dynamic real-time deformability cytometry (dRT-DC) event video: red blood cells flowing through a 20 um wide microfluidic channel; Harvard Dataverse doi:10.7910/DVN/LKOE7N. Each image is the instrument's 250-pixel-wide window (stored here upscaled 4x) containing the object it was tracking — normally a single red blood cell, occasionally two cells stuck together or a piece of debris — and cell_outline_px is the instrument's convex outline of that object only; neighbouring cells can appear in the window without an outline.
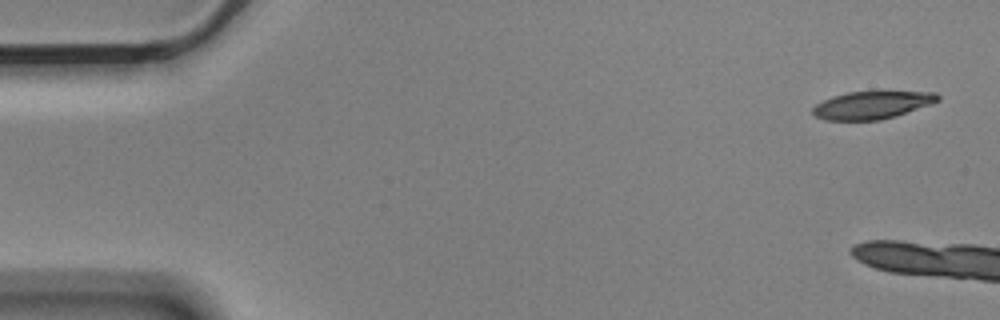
{"species": "Egyptian fruit bat (a non-hibernating species)", "species_latin": "Rousettus aegyptiacus", "temperature_condition": "cold", "stored_images_in_passage": 8, "camera_frame_rate_fps": 3000, "um_per_image_px": 0.085, "animal": {"sex": "male"}, "frame": {"image": 1, "passage_image": 1, "time_ms": 0.0, "image_size_px": [1000, 320], "cell_outline_px": [[940, 100], [932, 104], [896, 116], [880, 120], [824, 120], [816, 116], [812, 112], [812, 108], [816, 104], [832, 96], [848, 92], [936, 92], [940, 96]], "centroid_in_image_um": [74.13, 8.93], "position_along_channel_um": 10.9, "area_um2": 20.11}}
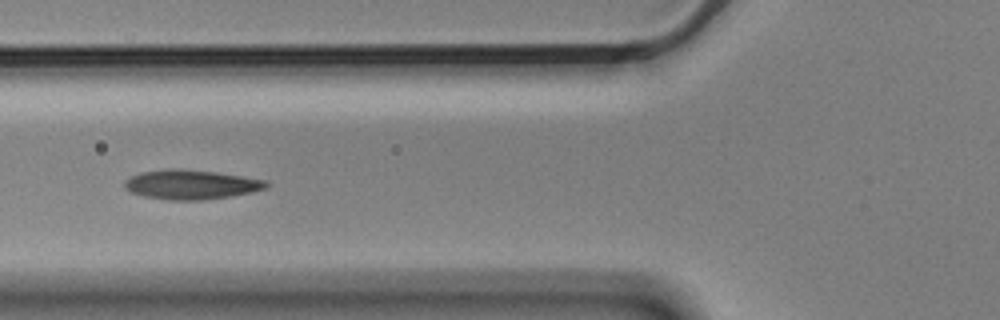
{"frame": {"image": 2, "passage_image": 7, "time_ms": 2.0, "image_size_px": [1000, 320], "cell_outline_px": [[268, 184], [264, 188], [252, 192], [232, 196], [204, 200], [168, 200], [144, 196], [132, 192], [124, 188], [124, 180], [140, 172], [168, 168], [180, 168], [212, 172], [268, 180]], "centroid_in_image_um": [16.21, 15.69], "position_along_channel_um": 109.6, "area_um2": 24.28}}
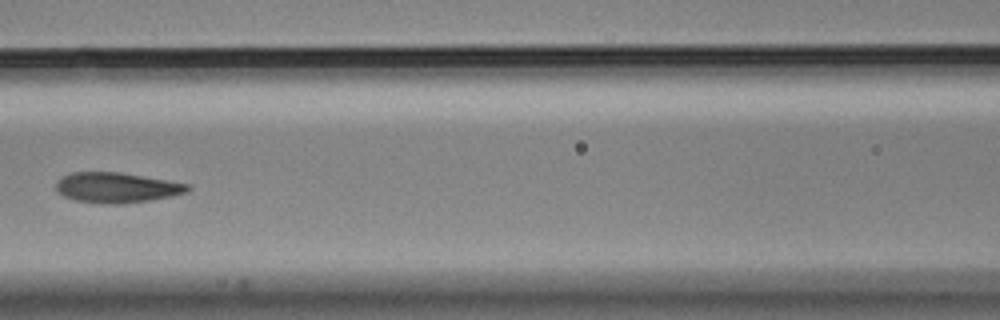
{"frame": {"image": 3, "passage_image": 8, "time_ms": 2.333, "image_size_px": [1000, 320], "cell_outline_px": [[192, 188], [184, 192], [172, 196], [124, 204], [104, 204], [76, 200], [64, 196], [56, 192], [56, 180], [72, 172], [120, 172], [188, 184]], "centroid_in_image_um": [9.87, 15.95], "position_along_channel_um": 156.7, "area_um2": 23.06}}